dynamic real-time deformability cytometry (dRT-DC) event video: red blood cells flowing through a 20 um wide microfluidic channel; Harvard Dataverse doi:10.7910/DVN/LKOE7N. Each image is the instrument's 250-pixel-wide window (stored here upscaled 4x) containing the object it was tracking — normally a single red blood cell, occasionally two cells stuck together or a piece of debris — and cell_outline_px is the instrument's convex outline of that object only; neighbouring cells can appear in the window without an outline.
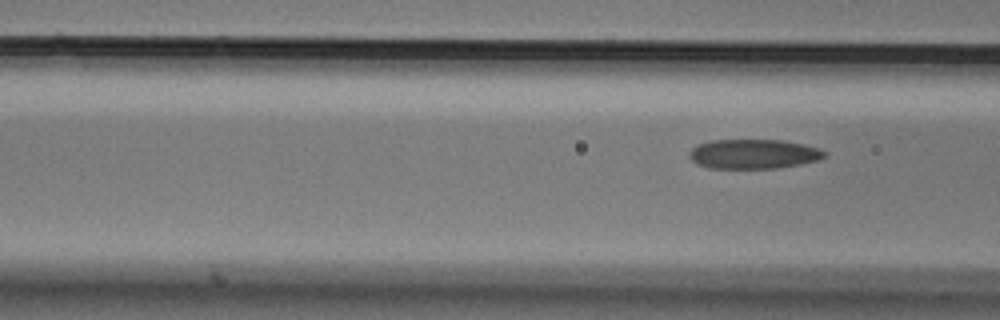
{"species": "Egyptian fruit bat (a non-hibernating species)", "species_latin": "Rousettus aegyptiacus", "temperature_condition": "cold", "stored_images_in_passage": 7, "camera_frame_rate_fps": 3000, "um_per_image_px": 0.085, "animal": {"sex": "male"}, "frame": {"image": 1, "passage_image": 7, "time_ms": 2.0, "image_size_px": [1000, 320], "cell_outline_px": [[828, 156], [820, 160], [780, 168], [708, 168], [696, 164], [688, 156], [688, 152], [696, 144], [712, 140], [780, 140], [804, 144], [820, 148], [828, 152]], "centroid_in_image_um": [64.07, 13.09], "position_along_channel_um": 102.5, "area_um2": 23.64}}